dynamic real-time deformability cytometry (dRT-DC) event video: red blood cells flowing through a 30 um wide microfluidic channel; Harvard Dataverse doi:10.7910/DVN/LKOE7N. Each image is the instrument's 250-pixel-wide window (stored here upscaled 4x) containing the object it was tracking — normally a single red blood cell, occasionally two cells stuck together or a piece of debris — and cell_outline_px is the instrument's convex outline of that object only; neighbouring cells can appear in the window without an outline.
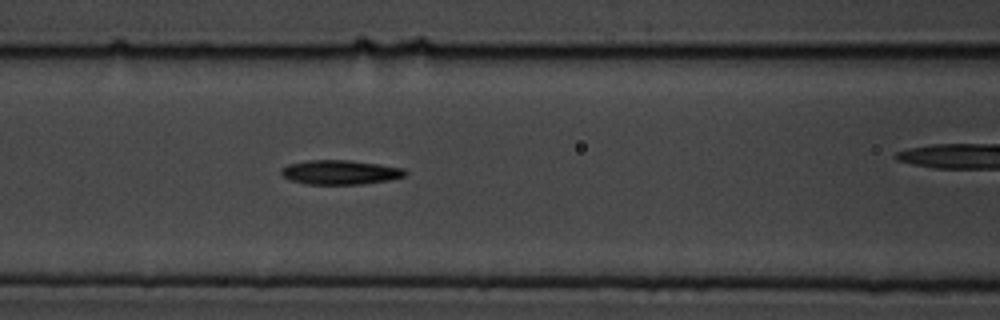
{"species": "common noctule bat (a hibernating species)", "species_latin": "Nyctalus noctula", "temperature_condition": "cold", "stored_images_in_passage": 9, "camera_frame_rate_fps": 3000, "um_per_image_px": 0.085, "animal": {"sex": "male", "body_mass_g": 19.5, "forearm_length_mm": 54.6}, "frame": {"image": 1, "passage_image": 8, "time_ms": 2.333, "image_size_px": [1000, 320], "cell_outline_px": [[408, 172], [404, 176], [388, 180], [364, 184], [304, 184], [288, 180], [280, 172], [280, 168], [288, 164], [308, 160], [352, 160], [380, 164], [404, 168]], "centroid_in_image_um": [28.9, 14.64], "position_along_channel_um": 137.7, "area_um2": 17.8}}